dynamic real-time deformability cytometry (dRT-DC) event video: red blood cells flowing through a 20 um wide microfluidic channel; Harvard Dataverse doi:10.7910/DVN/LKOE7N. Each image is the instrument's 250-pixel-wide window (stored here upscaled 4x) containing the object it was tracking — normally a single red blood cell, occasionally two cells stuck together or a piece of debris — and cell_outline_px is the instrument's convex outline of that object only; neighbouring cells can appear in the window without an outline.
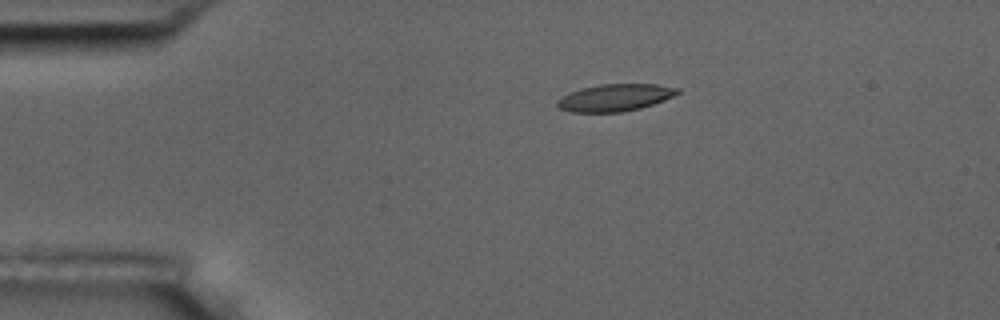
{"species": "common noctule bat (a hibernating species)", "species_latin": "Nyctalus noctula", "temperature_condition": "room temperature", "stored_images_in_passage": 6, "camera_frame_rate_fps": 3000, "um_per_image_px": 0.085, "animal": {"sex": "male", "body_mass_g": 17.5, "forearm_length_mm": 52.3}, "frame": {"image": 1, "passage_image": 4, "time_ms": 3.333, "image_size_px": [1000, 320], "cell_outline_px": [[680, 92], [664, 100], [640, 108], [620, 112], [572, 112], [556, 108], [556, 100], [572, 92], [584, 88], [600, 84], [656, 84], [680, 88]], "centroid_in_image_um": [52.27, 8.3], "position_along_channel_um": 32.7, "area_um2": 18.84}}
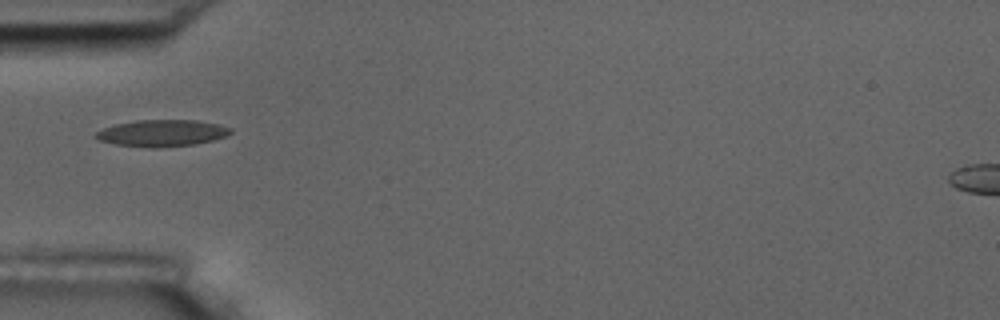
{"frame": {"image": 2, "passage_image": 6, "time_ms": 5.667, "image_size_px": [1000, 320], "cell_outline_px": [[232, 132], [228, 136], [196, 144], [156, 148], [148, 148], [116, 144], [100, 140], [92, 136], [96, 132], [104, 128], [116, 124], [136, 120], [196, 120], [216, 124], [232, 128]], "centroid_in_image_um": [13.77, 11.32], "position_along_channel_um": 71.2, "area_um2": 20.98}}